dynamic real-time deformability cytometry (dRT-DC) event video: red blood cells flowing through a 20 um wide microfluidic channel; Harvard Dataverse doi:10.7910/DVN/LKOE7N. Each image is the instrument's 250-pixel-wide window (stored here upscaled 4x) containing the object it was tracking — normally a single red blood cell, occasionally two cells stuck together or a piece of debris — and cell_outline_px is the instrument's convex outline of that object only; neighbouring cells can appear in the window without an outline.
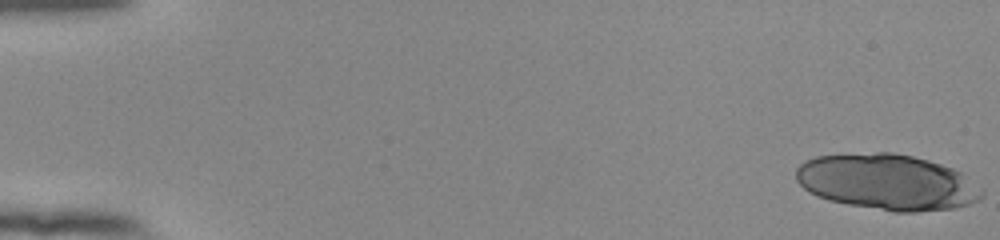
{"species": "human", "species_latin": "Homo sapiens", "temperature_condition": "room temperature", "stored_images_in_passage": 19, "camera_frame_rate_fps": 3000, "um_per_image_px": 0.085, "donor": {"sex": "female"}, "frame": {"image": 1, "passage_image": 1, "time_ms": 0.0, "image_size_px": [1000, 240], "cell_outline_px": [[984, 196], [980, 200], [968, 204], [952, 208], [916, 212], [892, 212], [848, 204], [828, 200], [816, 196], [808, 192], [796, 180], [796, 168], [804, 160], [816, 156], [876, 152], [892, 152], [912, 156], [928, 160], [952, 168], [960, 172], [984, 192]], "centroid_in_image_um": [75.38, 15.48], "position_along_channel_um": 9.6, "area_um2": 60.4}}